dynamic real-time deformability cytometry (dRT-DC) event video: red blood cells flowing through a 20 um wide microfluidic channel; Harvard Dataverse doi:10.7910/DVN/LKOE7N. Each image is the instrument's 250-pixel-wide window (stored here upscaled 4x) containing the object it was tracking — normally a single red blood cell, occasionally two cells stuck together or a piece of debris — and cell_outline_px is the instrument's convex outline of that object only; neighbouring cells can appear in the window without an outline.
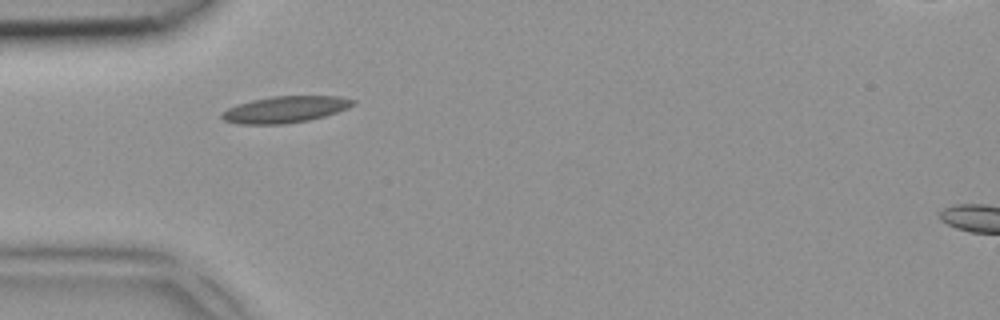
{"species": "common noctule bat (a hibernating species)", "species_latin": "Nyctalus noctula", "temperature_condition": "room temperature", "stored_images_in_passage": 7, "camera_frame_rate_fps": 3000, "um_per_image_px": 0.085, "animal": {"sex": "female", "body_mass_g": 18.4}, "frame": {"image": 1, "passage_image": 5, "time_ms": 1.333, "image_size_px": [1000, 320], "cell_outline_px": [[356, 104], [348, 108], [324, 116], [308, 120], [280, 124], [240, 124], [224, 120], [220, 116], [220, 112], [236, 104], [252, 100], [272, 96], [340, 96], [356, 100]], "centroid_in_image_um": [24.23, 9.29], "position_along_channel_um": 60.8, "area_um2": 20.29}}